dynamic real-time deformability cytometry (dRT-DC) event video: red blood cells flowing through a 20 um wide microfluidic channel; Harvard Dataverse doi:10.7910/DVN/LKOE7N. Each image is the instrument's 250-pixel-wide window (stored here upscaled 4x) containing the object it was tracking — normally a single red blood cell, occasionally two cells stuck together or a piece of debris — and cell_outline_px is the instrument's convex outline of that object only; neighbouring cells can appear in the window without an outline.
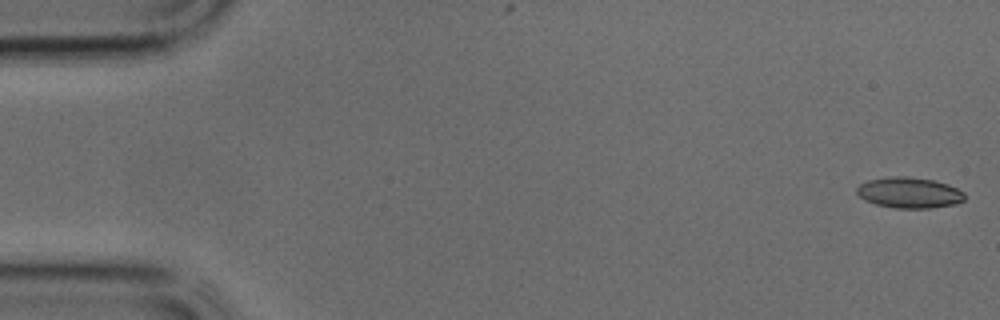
{"species": "common noctule bat (a hibernating species)", "species_latin": "Nyctalus noctula", "temperature_condition": "cold", "stored_images_in_passage": 39, "camera_frame_rate_fps": 3000, "um_per_image_px": 0.085, "animal": {"sex": "male", "body_mass_g": 17.9, "forearm_length_mm": 54.2}, "frame": {"image": 1, "passage_image": 1, "time_ms": 0.0, "image_size_px": [1000, 320], "cell_outline_px": [[964, 200], [956, 204], [932, 208], [896, 208], [876, 204], [864, 200], [856, 192], [856, 188], [860, 184], [868, 180], [888, 176], [908, 176], [932, 180], [948, 184], [964, 192]], "centroid_in_image_um": [77.28, 16.37], "position_along_channel_um": 7.7, "area_um2": 19.42}}
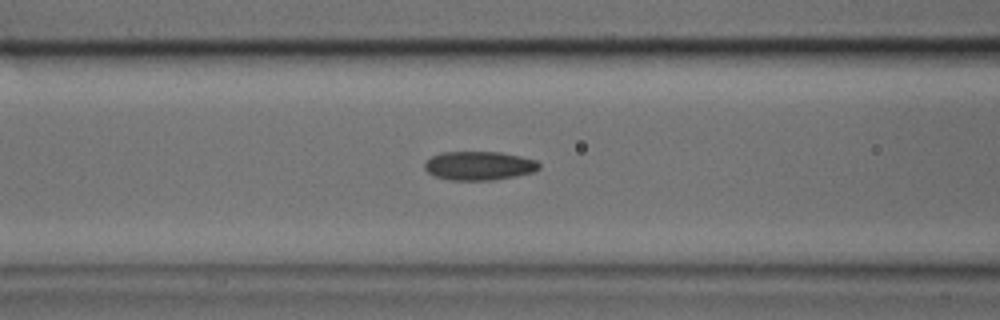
{"frame": {"image": 2, "passage_image": 15, "time_ms": 4.667, "image_size_px": [1000, 320], "cell_outline_px": [[540, 168], [532, 172], [516, 176], [492, 180], [452, 180], [436, 176], [428, 172], [424, 168], [424, 164], [432, 156], [440, 152], [500, 152], [520, 156], [536, 160], [540, 164]], "centroid_in_image_um": [40.73, 14.08], "position_along_channel_um": 125.9, "area_um2": 19.13}}
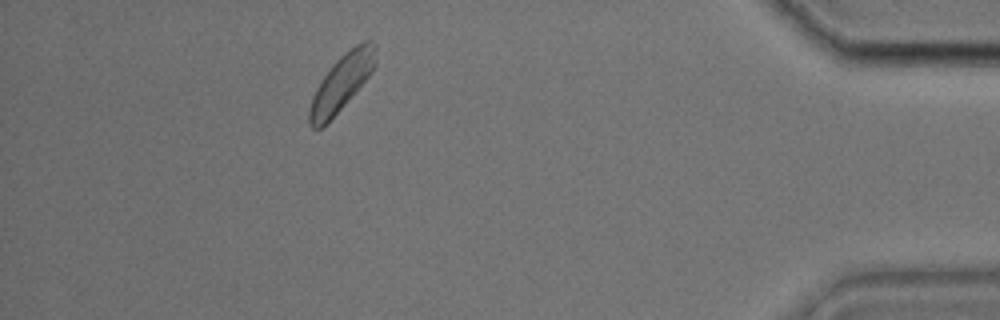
{"frame": {"image": 3, "passage_image": 39, "time_ms": 12.667, "image_size_px": [1000, 320], "cell_outline_px": [[376, 64], [372, 72], [344, 104], [320, 128], [312, 128], [308, 124], [308, 112], [312, 96], [316, 88], [332, 64], [344, 52], [356, 44], [364, 40], [372, 40], [376, 44]], "centroid_in_image_um": [29.04, 6.97], "position_along_channel_um": 406.2, "area_um2": 21.33}}